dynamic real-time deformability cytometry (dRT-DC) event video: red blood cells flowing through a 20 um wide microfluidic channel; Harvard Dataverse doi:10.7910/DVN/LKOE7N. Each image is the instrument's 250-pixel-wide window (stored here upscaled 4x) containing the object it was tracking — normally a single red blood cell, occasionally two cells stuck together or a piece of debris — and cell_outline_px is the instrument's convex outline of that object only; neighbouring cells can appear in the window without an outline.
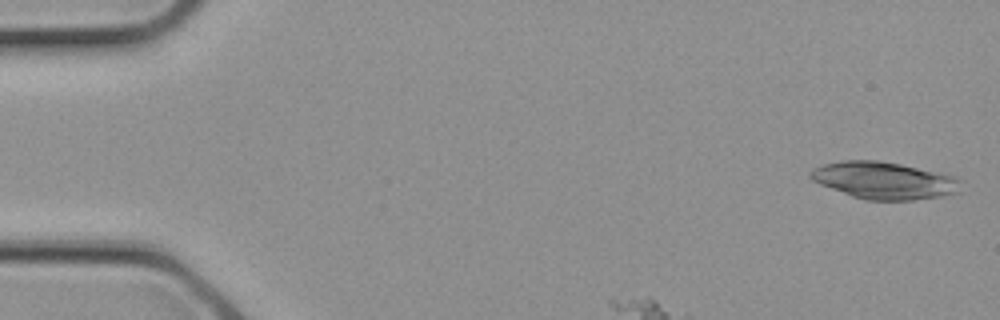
{"species": "common noctule bat (a hibernating species)", "species_latin": "Nyctalus noctula", "temperature_condition": "cold", "stored_images_in_passage": 3, "camera_frame_rate_fps": 3000, "um_per_image_px": 0.085, "animal": {"sex": "female", "body_mass_g": 21.9}, "frame": {"image": 1, "passage_image": 1, "time_ms": 0.0, "image_size_px": [1000, 320], "cell_outline_px": [[964, 180], [956, 192], [940, 196], [912, 200], [864, 200], [852, 196], [820, 184], [812, 180], [808, 176], [808, 172], [812, 168], [824, 164], [840, 160], [880, 160], [940, 172], [956, 176]], "centroid_in_image_um": [75.13, 15.32], "position_along_channel_um": 9.9, "area_um2": 32.71}}